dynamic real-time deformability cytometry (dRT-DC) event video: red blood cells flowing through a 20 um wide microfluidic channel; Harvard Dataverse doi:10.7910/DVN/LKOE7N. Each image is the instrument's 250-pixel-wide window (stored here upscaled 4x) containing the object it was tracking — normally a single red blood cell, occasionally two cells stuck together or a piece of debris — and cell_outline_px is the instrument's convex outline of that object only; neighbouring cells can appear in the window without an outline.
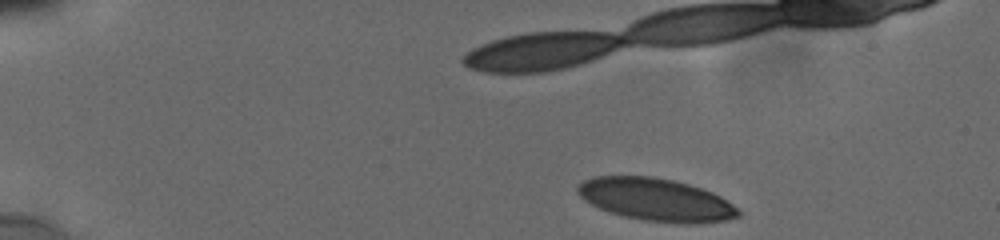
{"species": "human", "species_latin": "Homo sapiens", "temperature_condition": "cold", "stored_images_in_passage": 25, "camera_frame_rate_fps": 3000, "um_per_image_px": 0.085, "donor": {"sex": "male"}, "frame": {"image": 1, "passage_image": 1, "time_ms": 0.0, "image_size_px": [1000, 240], "cell_outline_px": [[740, 216], [724, 220], [692, 224], [684, 224], [640, 220], [608, 212], [584, 200], [576, 192], [576, 188], [584, 180], [592, 176], [652, 176], [672, 180], [688, 184], [712, 192], [720, 196], [732, 204], [740, 212]], "centroid_in_image_um": [55.73, 16.97], "position_along_channel_um": 29.3, "area_um2": 39.88}, "authors_computed_cell_mechanics": {"area_um2": 42.0784, "velocity_mm_per_s": 3.8036, "shape_relaxation_time_tau1_ms": 3.6065, "shape_relaxation_time_tau2_ms": null, "deformation_change_tau1": 0.1271, "deformation_change_tau2": null}}